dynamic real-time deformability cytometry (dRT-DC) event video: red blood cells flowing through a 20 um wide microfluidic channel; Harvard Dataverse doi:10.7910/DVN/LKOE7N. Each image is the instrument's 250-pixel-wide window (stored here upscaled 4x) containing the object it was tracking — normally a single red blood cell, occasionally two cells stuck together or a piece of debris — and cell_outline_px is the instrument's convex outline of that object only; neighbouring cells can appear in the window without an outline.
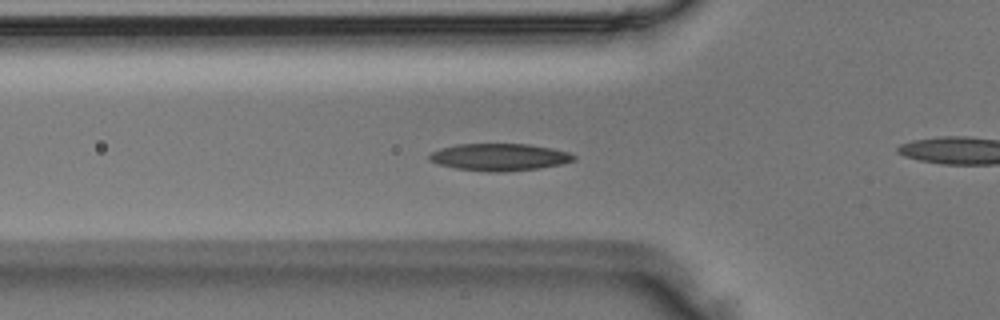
{"species": "Egyptian fruit bat (a non-hibernating species)", "species_latin": "Rousettus aegyptiacus", "temperature_condition": "room temperature", "stored_images_in_passage": 47, "camera_frame_rate_fps": 3000, "um_per_image_px": 0.085, "animal": {"sex": "male"}, "frame": {"image": 1, "passage_image": 14, "time_ms": 4.333, "image_size_px": [1000, 320], "cell_outline_px": [[576, 160], [564, 164], [536, 168], [500, 172], [488, 172], [456, 168], [440, 164], [428, 160], [428, 156], [432, 152], [440, 148], [456, 144], [528, 144], [552, 148], [568, 152], [576, 156]], "centroid_in_image_um": [42.46, 13.35], "position_along_channel_um": 83.3, "area_um2": 22.83}}
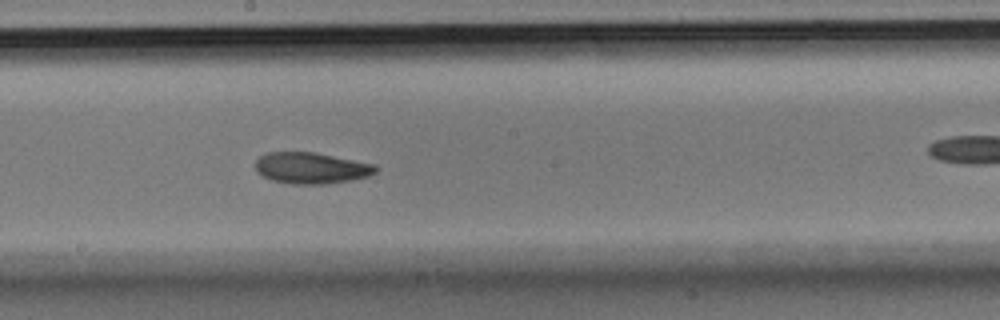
{"frame": {"image": 2, "passage_image": 24, "time_ms": 7.667, "image_size_px": [1000, 320], "cell_outline_px": [[380, 168], [376, 172], [368, 176], [352, 180], [328, 184], [292, 184], [272, 180], [256, 172], [256, 160], [260, 156], [268, 152], [312, 152], [376, 164]], "centroid_in_image_um": [26.48, 14.29], "position_along_channel_um": 221.7, "area_um2": 21.96}}
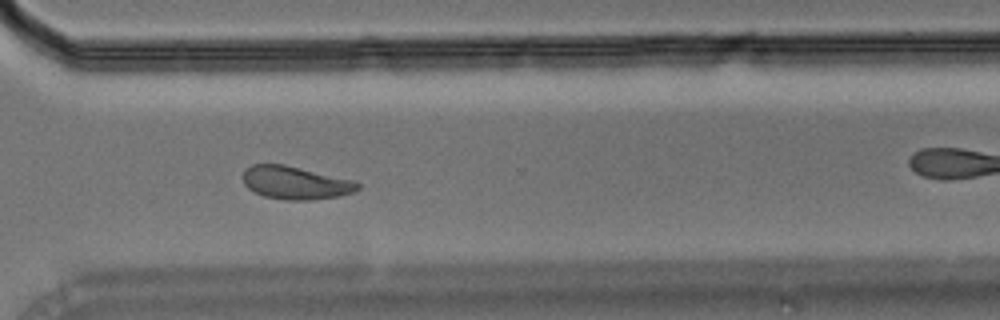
{"frame": {"image": 3, "passage_image": 33, "time_ms": 10.667, "image_size_px": [1000, 320], "cell_outline_px": [[360, 188], [352, 192], [340, 196], [312, 200], [284, 200], [264, 196], [248, 188], [244, 184], [244, 168], [252, 164], [284, 164], [352, 180], [360, 184]], "centroid_in_image_um": [25.1, 15.54], "position_along_channel_um": 345.5, "area_um2": 21.96}}